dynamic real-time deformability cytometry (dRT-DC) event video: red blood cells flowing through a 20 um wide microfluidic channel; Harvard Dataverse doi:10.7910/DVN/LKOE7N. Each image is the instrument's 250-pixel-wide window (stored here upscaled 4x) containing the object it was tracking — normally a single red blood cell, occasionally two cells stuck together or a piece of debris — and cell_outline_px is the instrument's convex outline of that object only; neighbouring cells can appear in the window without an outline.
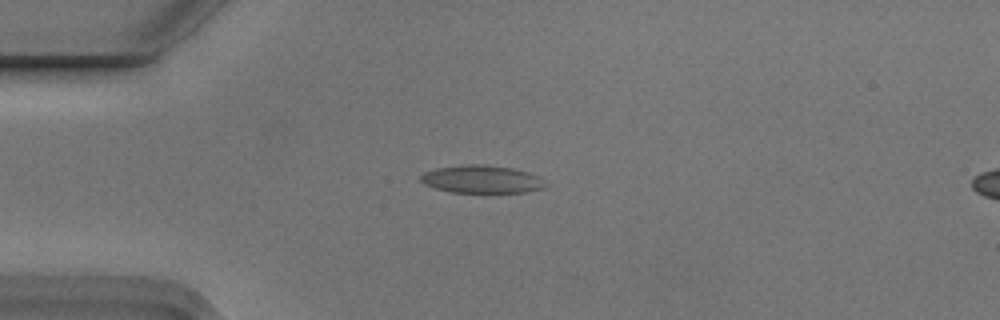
{"species": "Egyptian fruit bat (a non-hibernating species)", "species_latin": "Rousettus aegyptiacus", "temperature_condition": "cold", "stored_images_in_passage": 8, "camera_frame_rate_fps": 3000, "um_per_image_px": 0.085, "animal": {"sex": "male"}, "frame": {"image": 1, "passage_image": 3, "time_ms": 0.667, "image_size_px": [1000, 320], "cell_outline_px": [[544, 188], [528, 192], [452, 192], [436, 188], [424, 184], [420, 180], [420, 176], [424, 172], [436, 168], [468, 164], [484, 164], [512, 168], [528, 172], [540, 176]], "centroid_in_image_um": [40.93, 15.23], "position_along_channel_um": 44.1, "area_um2": 20.06}}
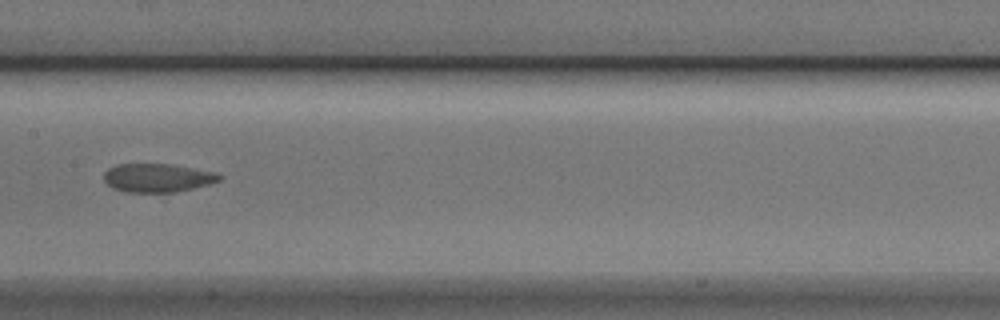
{"frame": {"image": 2, "passage_image": 7, "time_ms": 2.0, "image_size_px": [1000, 320], "cell_outline_px": [[224, 176], [220, 180], [208, 184], [176, 192], [124, 192], [112, 188], [104, 180], [104, 172], [108, 168], [116, 164], [172, 164], [216, 172]], "centroid_in_image_um": [13.38, 15.11], "position_along_channel_um": 194.0, "area_um2": 19.31}}
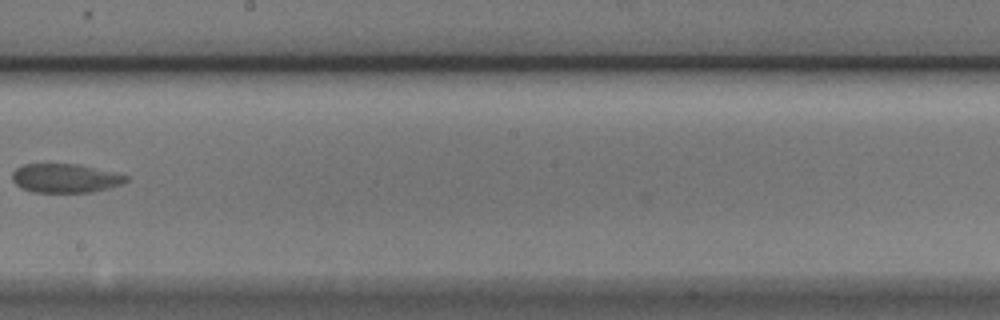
{"frame": {"image": 3, "passage_image": 8, "time_ms": 2.333, "image_size_px": [1000, 320], "cell_outline_px": [[128, 180], [120, 184], [108, 188], [92, 192], [32, 192], [20, 188], [12, 180], [12, 172], [16, 168], [24, 164], [76, 164], [128, 176]], "centroid_in_image_um": [5.48, 15.15], "position_along_channel_um": 242.7, "area_um2": 18.96}}